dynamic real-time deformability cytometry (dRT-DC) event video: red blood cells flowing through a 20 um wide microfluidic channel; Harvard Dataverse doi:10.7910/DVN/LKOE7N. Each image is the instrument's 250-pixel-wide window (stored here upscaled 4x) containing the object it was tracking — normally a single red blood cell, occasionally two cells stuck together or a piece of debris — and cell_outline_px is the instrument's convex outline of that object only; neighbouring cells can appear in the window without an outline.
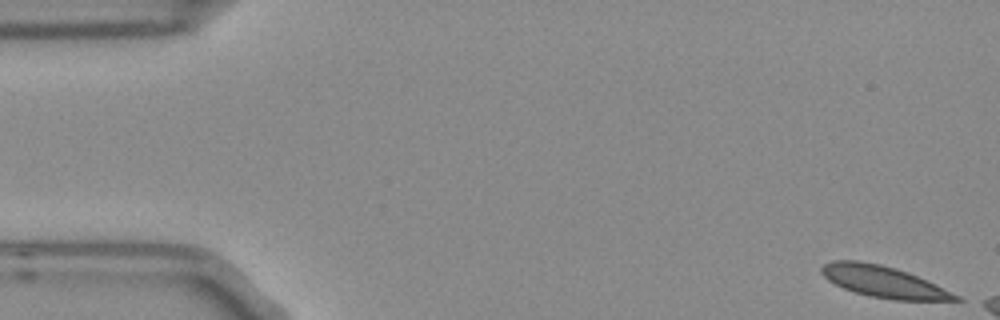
{"species": "Egyptian fruit bat (a non-hibernating species)", "species_latin": "Rousettus aegyptiacus", "temperature_condition": "room temperature", "stored_images_in_passage": 4, "camera_frame_rate_fps": 3000, "um_per_image_px": 0.085, "frame": {"image": 1, "passage_image": 1, "time_ms": 0.0, "image_size_px": [1000, 320], "cell_outline_px": [[964, 300], [892, 300], [872, 296], [856, 292], [844, 288], [828, 280], [820, 272], [820, 268], [824, 264], [832, 260], [856, 260], [880, 264], [896, 268], [908, 272], [936, 284], [960, 296]], "centroid_in_image_um": [75.1, 23.93], "position_along_channel_um": 9.9, "area_um2": 24.39}}